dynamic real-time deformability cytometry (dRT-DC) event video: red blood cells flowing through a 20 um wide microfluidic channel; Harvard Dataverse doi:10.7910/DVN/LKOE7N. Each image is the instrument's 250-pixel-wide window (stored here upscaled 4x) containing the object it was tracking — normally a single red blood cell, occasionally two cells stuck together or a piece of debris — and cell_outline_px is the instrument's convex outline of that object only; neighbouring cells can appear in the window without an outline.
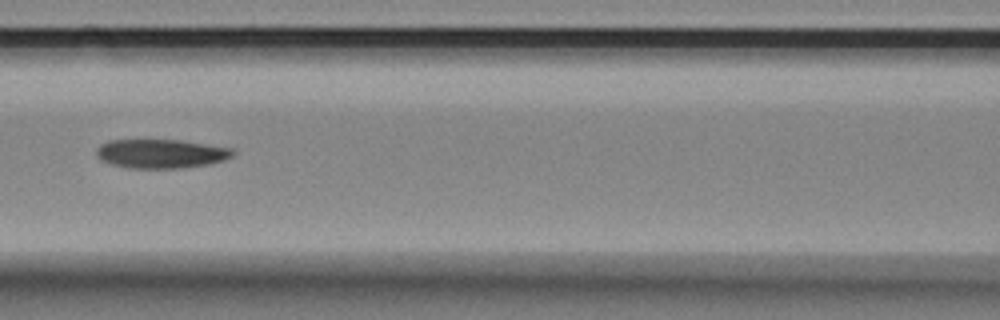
{"species": "Egyptian fruit bat (a non-hibernating species)", "species_latin": "Rousettus aegyptiacus", "temperature_condition": "room temperature", "stored_images_in_passage": 10, "camera_frame_rate_fps": 3000, "um_per_image_px": 0.085, "animal": {"sex": "female"}, "frame": {"image": 1, "passage_image": 7, "time_ms": 2.0, "image_size_px": [1000, 320], "cell_outline_px": [[236, 152], [232, 156], [224, 160], [212, 164], [180, 168], [128, 168], [112, 164], [100, 160], [96, 156], [96, 148], [100, 144], [108, 140], [184, 140], [236, 148]], "centroid_in_image_um": [13.73, 13.05], "position_along_channel_um": 152.9, "area_um2": 23.52}}
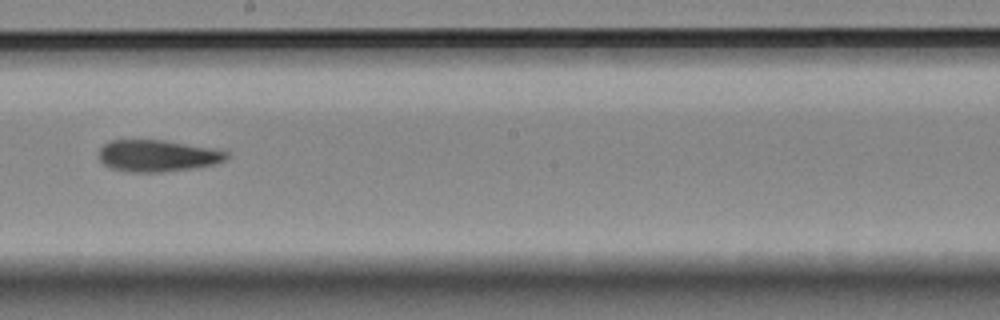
{"frame": {"image": 2, "passage_image": 9, "time_ms": 2.667, "image_size_px": [1000, 320], "cell_outline_px": [[228, 160], [212, 164], [192, 168], [160, 172], [128, 172], [108, 168], [100, 160], [100, 148], [108, 140], [160, 140], [208, 148], [228, 152]], "centroid_in_image_um": [13.32, 13.25], "position_along_channel_um": 234.9, "area_um2": 23.29}}
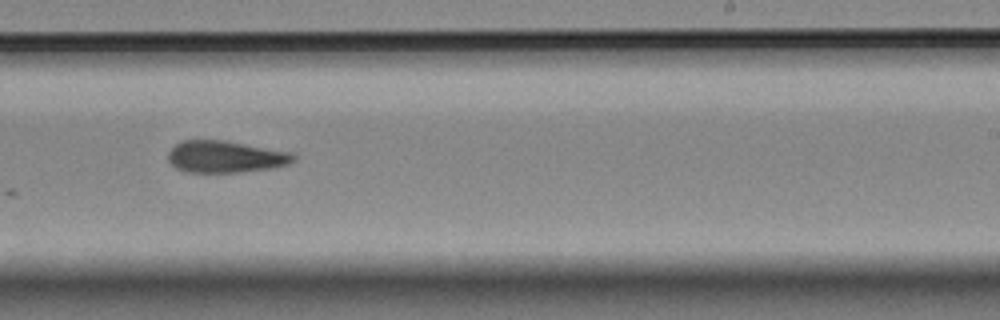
{"frame": {"image": 3, "passage_image": 10, "time_ms": 3.0, "image_size_px": [1000, 320], "cell_outline_px": [[296, 160], [288, 164], [272, 168], [240, 172], [184, 172], [176, 168], [168, 160], [168, 152], [180, 140], [220, 140], [292, 152], [296, 156]], "centroid_in_image_um": [19.16, 13.33], "position_along_channel_um": 269.8, "area_um2": 23.24}}